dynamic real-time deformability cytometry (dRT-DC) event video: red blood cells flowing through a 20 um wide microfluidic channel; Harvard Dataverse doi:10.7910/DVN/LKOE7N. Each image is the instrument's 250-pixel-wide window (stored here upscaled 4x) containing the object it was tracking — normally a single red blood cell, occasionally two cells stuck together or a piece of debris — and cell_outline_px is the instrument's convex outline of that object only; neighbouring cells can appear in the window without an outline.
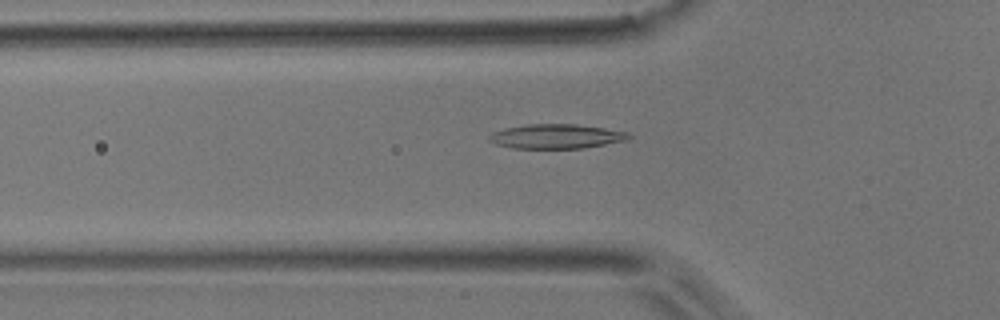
{"species": "common noctule bat (a hibernating species)", "species_latin": "Nyctalus noctula", "temperature_condition": "room temperature", "stored_images_in_passage": 29, "camera_frame_rate_fps": 3000, "um_per_image_px": 0.085, "animal": {"sex": "male", "body_mass_g": 17.9}, "frame": {"image": 1, "passage_image": 8, "time_ms": 2.333, "image_size_px": [1000, 320], "cell_outline_px": [[632, 136], [628, 140], [584, 148], [512, 148], [496, 144], [488, 140], [488, 136], [492, 132], [504, 128], [528, 124], [576, 124], [604, 128], [628, 132]], "centroid_in_image_um": [47.28, 11.59], "position_along_channel_um": 78.5, "area_um2": 19.94}}
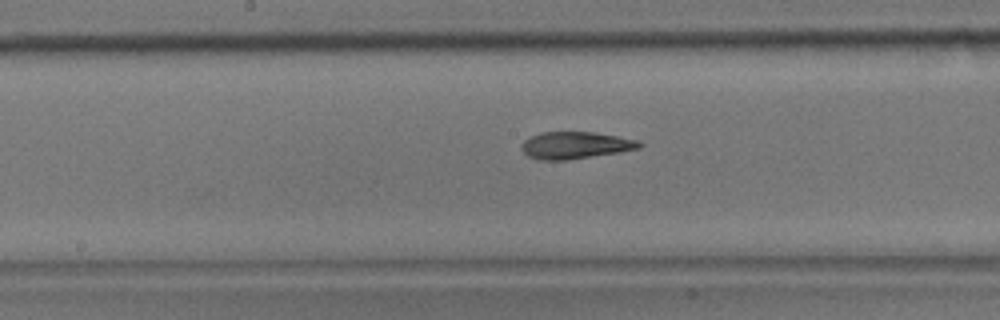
{"frame": {"image": 2, "passage_image": 17, "time_ms": 5.333, "image_size_px": [1000, 320], "cell_outline_px": [[644, 144], [640, 148], [620, 152], [568, 160], [536, 160], [528, 156], [520, 148], [520, 144], [524, 140], [540, 132], [592, 132], [640, 140]], "centroid_in_image_um": [48.9, 12.35], "position_along_channel_um": 199.3, "area_um2": 18.73}}
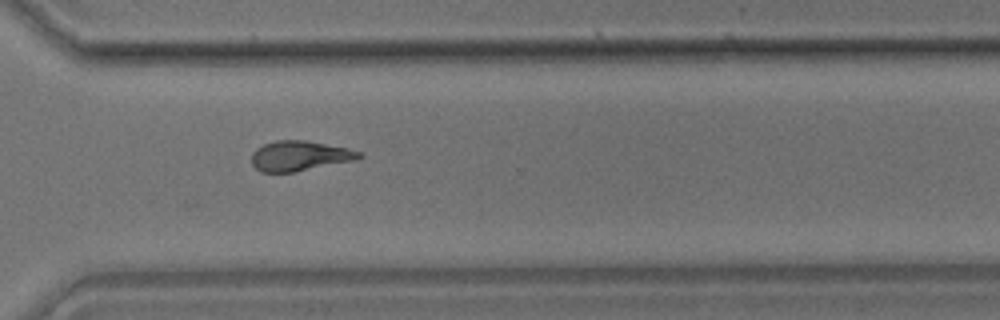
{"frame": {"image": 3, "passage_image": 28, "time_ms": 9.0, "image_size_px": [1000, 320], "cell_outline_px": [[364, 156], [360, 160], [292, 172], [260, 172], [252, 164], [252, 152], [256, 148], [264, 144], [276, 140], [308, 140], [348, 148], [360, 152]], "centroid_in_image_um": [25.51, 13.24], "position_along_channel_um": 345.1, "area_um2": 19.07}}